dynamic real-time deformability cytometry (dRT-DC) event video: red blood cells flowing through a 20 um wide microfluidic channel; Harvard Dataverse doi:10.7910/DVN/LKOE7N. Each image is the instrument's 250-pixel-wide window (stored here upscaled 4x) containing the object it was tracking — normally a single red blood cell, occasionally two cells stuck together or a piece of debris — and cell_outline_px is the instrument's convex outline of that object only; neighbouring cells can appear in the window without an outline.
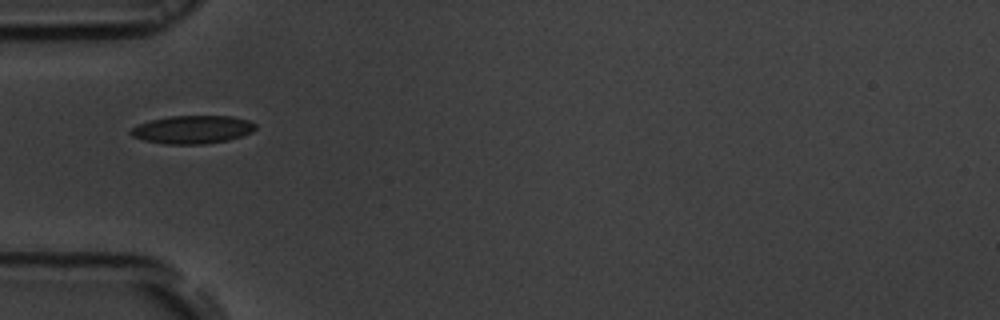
{"species": "common noctule bat (a hibernating species)", "species_latin": "Nyctalus noctula", "temperature_condition": "room temperature", "stored_images_in_passage": 16, "camera_frame_rate_fps": 3000, "um_per_image_px": 0.085, "animal": {"sex": "male", "body_mass_g": 19.5, "forearm_length_mm": 54.6}, "frame": {"image": 1, "passage_image": 1, "time_ms": 0.0, "image_size_px": [1000, 320], "cell_outline_px": [[256, 128], [252, 132], [228, 140], [204, 144], [164, 144], [144, 140], [132, 136], [128, 132], [132, 128], [148, 120], [168, 116], [232, 116], [248, 120], [256, 124]], "centroid_in_image_um": [16.35, 11.01], "position_along_channel_um": 68.7, "area_um2": 20.46}}
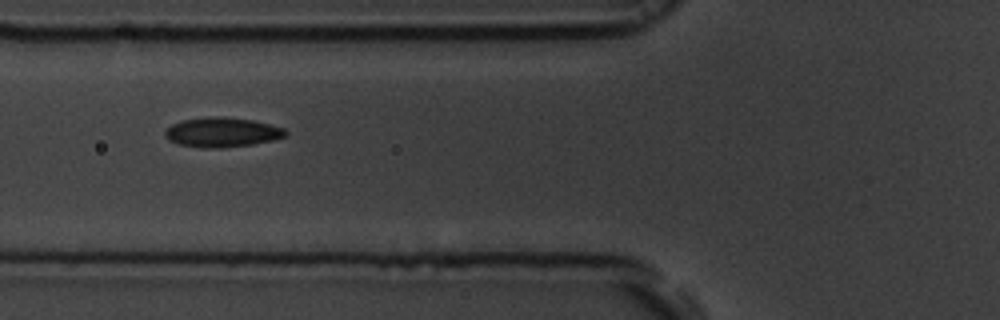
{"frame": {"image": 2, "passage_image": 4, "time_ms": 1.0, "image_size_px": [1000, 320], "cell_outline_px": [[288, 136], [276, 140], [252, 144], [216, 148], [208, 148], [176, 144], [168, 140], [164, 136], [164, 132], [172, 124], [184, 120], [212, 116], [220, 116], [252, 120], [284, 128], [288, 132]], "centroid_in_image_um": [18.89, 11.25], "position_along_channel_um": 106.9, "area_um2": 20.81}}
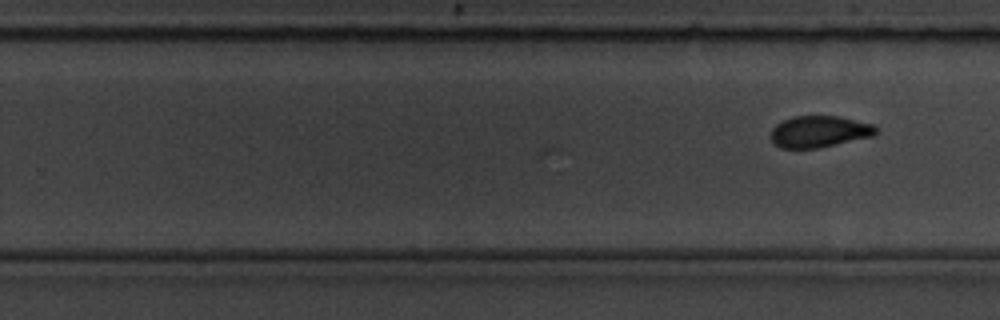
{"frame": {"image": 3, "passage_image": 16, "time_ms": 5.0, "image_size_px": [1000, 320], "cell_outline_px": [[880, 128], [872, 136], [820, 148], [780, 148], [772, 140], [772, 128], [776, 124], [792, 116], [836, 116], [876, 124]], "centroid_in_image_um": [69.68, 11.18], "position_along_channel_um": 260.1, "area_um2": 19.36}}